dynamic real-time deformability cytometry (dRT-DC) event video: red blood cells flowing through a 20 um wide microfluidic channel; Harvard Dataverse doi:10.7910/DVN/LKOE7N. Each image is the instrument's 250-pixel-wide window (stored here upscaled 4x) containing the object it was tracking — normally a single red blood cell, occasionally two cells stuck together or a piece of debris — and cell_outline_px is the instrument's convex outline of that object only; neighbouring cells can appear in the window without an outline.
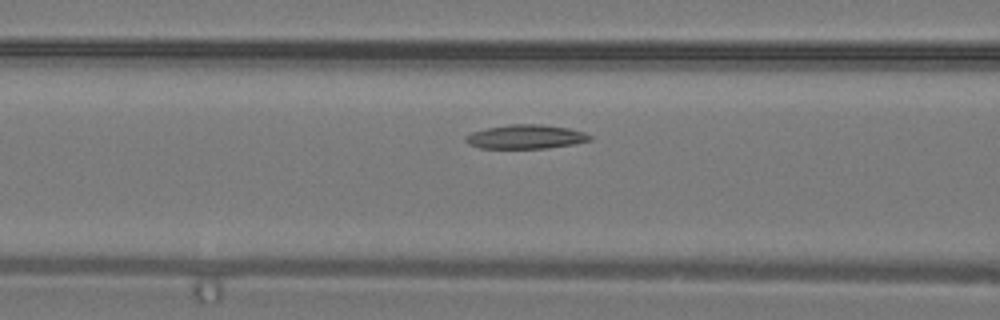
{"species": "common noctule bat (a hibernating species)", "species_latin": "Nyctalus noctula", "temperature_condition": "warm", "stored_images_in_passage": 6, "camera_frame_rate_fps": 3000, "um_per_image_px": 0.085, "animal": {"sex": "male", "body_mass_g": 19.2, "forearm_length_mm": 51.8}, "frame": {"image": 1, "passage_image": 6, "time_ms": 1.667, "image_size_px": [1000, 320], "cell_outline_px": [[592, 140], [572, 144], [548, 148], [480, 148], [468, 144], [464, 140], [464, 136], [472, 132], [488, 128], [508, 124], [540, 124], [568, 128], [584, 132], [592, 136]], "centroid_in_image_um": [44.67, 11.62], "position_along_channel_um": 121.9, "area_um2": 17.4}}